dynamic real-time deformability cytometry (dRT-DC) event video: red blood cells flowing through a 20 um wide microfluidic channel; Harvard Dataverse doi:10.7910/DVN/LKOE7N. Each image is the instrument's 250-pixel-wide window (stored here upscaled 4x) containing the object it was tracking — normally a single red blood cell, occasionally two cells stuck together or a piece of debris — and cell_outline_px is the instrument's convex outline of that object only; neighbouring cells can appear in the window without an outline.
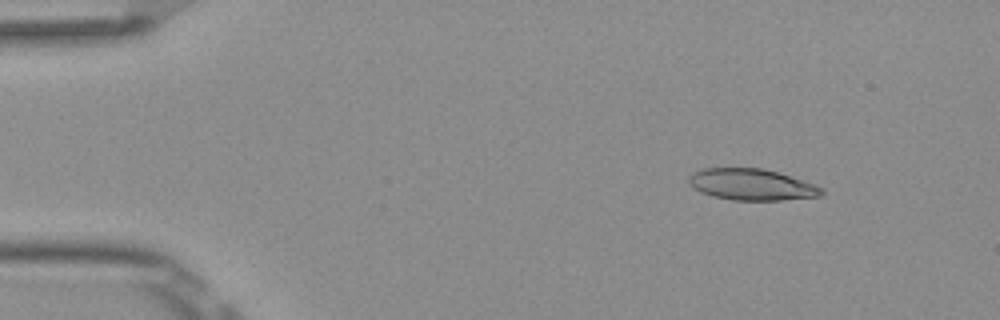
{"species": "Egyptian fruit bat (a non-hibernating species)", "species_latin": "Rousettus aegyptiacus", "temperature_condition": "room temperature", "stored_images_in_passage": 8, "camera_frame_rate_fps": 3000, "um_per_image_px": 0.085, "frame": {"image": 1, "passage_image": 2, "time_ms": 0.333, "image_size_px": [1000, 320], "cell_outline_px": [[824, 192], [820, 196], [784, 200], [732, 200], [712, 196], [700, 192], [692, 188], [688, 180], [688, 176], [692, 172], [704, 168], [760, 168], [776, 172], [816, 184], [824, 188]], "centroid_in_image_um": [63.87, 15.69], "position_along_channel_um": 21.1, "area_um2": 24.39}}
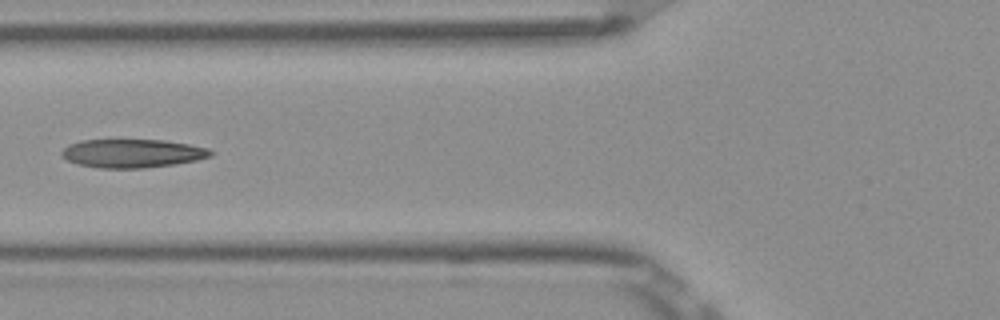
{"frame": {"image": 2, "passage_image": 6, "time_ms": 1.667, "image_size_px": [1000, 320], "cell_outline_px": [[216, 152], [212, 156], [196, 160], [176, 164], [144, 168], [100, 168], [76, 164], [60, 156], [60, 152], [68, 144], [80, 140], [164, 140], [188, 144], [208, 148]], "centroid_in_image_um": [11.24, 13.04], "position_along_channel_um": 114.6, "area_um2": 24.97}}
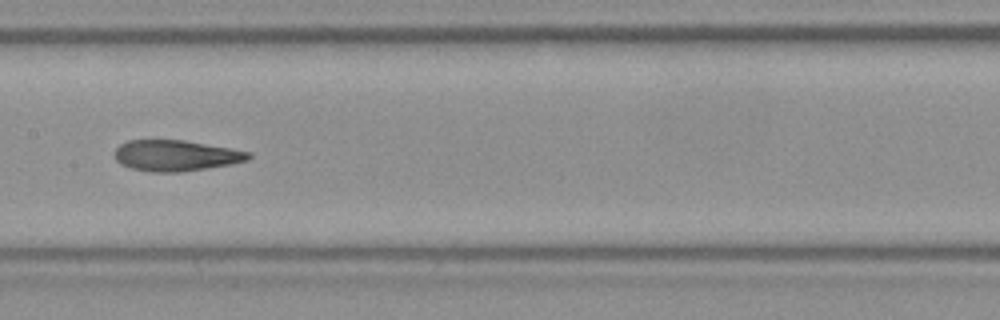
{"frame": {"image": 3, "passage_image": 8, "time_ms": 2.333, "image_size_px": [1000, 320], "cell_outline_px": [[252, 156], [248, 160], [228, 164], [180, 172], [148, 172], [132, 168], [120, 164], [112, 156], [112, 152], [120, 144], [128, 140], [184, 140], [252, 152]], "centroid_in_image_um": [14.88, 13.22], "position_along_channel_um": 192.5, "area_um2": 24.16}}